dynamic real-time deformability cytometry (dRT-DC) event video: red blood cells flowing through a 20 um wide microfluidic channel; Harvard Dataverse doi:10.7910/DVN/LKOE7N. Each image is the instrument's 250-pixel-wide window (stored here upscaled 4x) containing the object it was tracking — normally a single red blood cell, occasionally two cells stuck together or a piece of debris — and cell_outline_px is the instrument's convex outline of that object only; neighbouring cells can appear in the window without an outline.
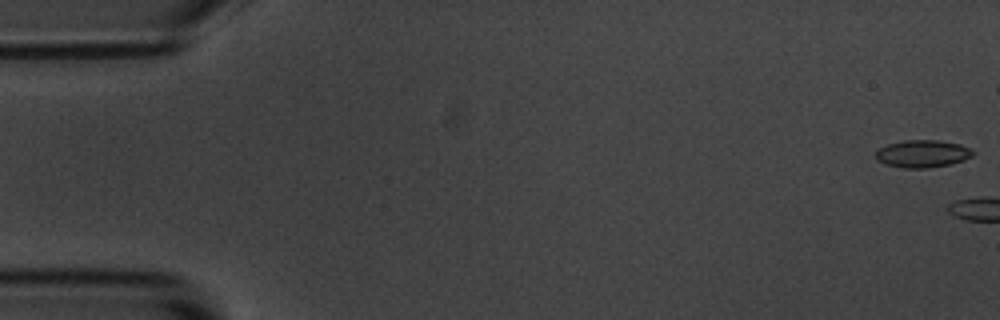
{"species": "common noctule bat (a hibernating species)", "species_latin": "Nyctalus noctula", "temperature_condition": "room temperature", "stored_images_in_passage": 5, "camera_frame_rate_fps": 3000, "um_per_image_px": 0.085, "animal": {"sex": "male", "body_mass_g": 20.1, "forearm_length_mm": 53.5}, "frame": {"image": 1, "passage_image": 1, "time_ms": 0.0, "image_size_px": [1000, 320], "cell_outline_px": [[976, 152], [972, 156], [964, 160], [952, 164], [928, 168], [904, 168], [884, 164], [876, 160], [876, 148], [888, 144], [904, 140], [936, 140], [960, 144]], "centroid_in_image_um": [78.39, 13.07], "position_along_channel_um": 6.6, "area_um2": 15.72}}